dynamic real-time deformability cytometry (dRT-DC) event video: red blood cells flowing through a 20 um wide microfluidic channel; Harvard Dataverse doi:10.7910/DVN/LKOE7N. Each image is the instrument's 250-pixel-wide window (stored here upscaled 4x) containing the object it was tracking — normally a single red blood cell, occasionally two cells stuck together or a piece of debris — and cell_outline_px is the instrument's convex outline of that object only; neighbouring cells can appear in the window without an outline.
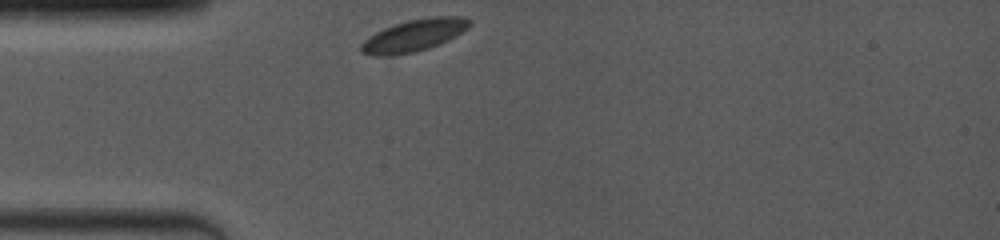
{"species": "common noctule bat (a hibernating species)", "species_latin": "Nyctalus noctula", "temperature_condition": "room temperature", "stored_images_in_passage": 4, "camera_frame_rate_fps": 4000, "um_per_image_px": 0.085, "animal": {"sex": "female", "body_mass_g": 19.0, "forearm_length_mm": 53.3}, "frame": {"image": 1, "passage_image": 1, "time_ms": 0.0, "image_size_px": [1000, 240], "cell_outline_px": [[472, 24], [468, 28], [456, 36], [448, 40], [428, 48], [412, 52], [392, 56], [372, 56], [360, 52], [360, 44], [368, 36], [384, 28], [408, 20], [432, 16], [460, 16], [468, 20]], "centroid_in_image_um": [35.15, 3.02], "position_along_channel_um": 49.8, "area_um2": 20.23}}
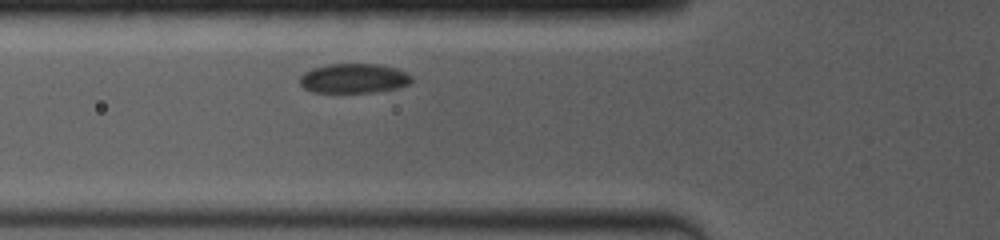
{"frame": {"image": 2, "passage_image": 4, "time_ms": 1.5, "image_size_px": [1000, 240], "cell_outline_px": [[412, 80], [408, 84], [396, 88], [372, 92], [312, 92], [304, 88], [300, 84], [300, 76], [304, 72], [312, 68], [328, 64], [380, 64], [396, 68], [412, 76]], "centroid_in_image_um": [30.05, 6.65], "position_along_channel_um": 95.8, "area_um2": 19.19}}